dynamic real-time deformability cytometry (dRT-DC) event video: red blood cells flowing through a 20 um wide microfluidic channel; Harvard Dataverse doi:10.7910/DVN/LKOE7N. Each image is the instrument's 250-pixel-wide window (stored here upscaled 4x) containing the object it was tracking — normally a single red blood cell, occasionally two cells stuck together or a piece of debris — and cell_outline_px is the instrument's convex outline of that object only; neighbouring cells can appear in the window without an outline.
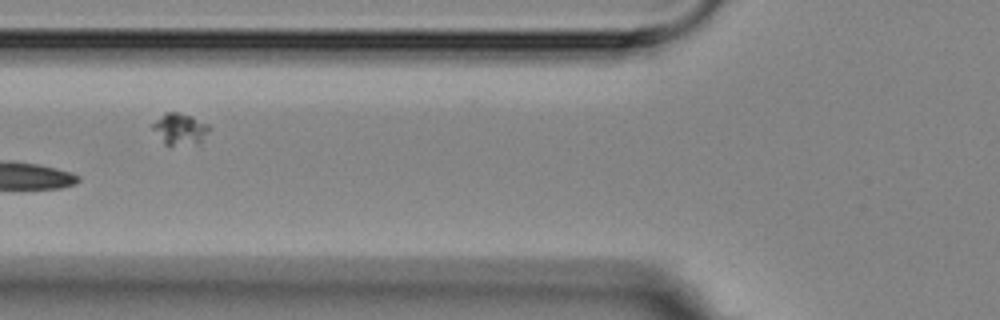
{"species": "Egyptian fruit bat (a non-hibernating species)", "species_latin": "Rousettus aegyptiacus", "temperature_condition": "room temperature", "stored_images_in_passage": 6, "camera_frame_rate_fps": 3000, "um_per_image_px": 0.085, "animal": {"sex": "female"}, "frame": {"image": 1, "passage_image": 5, "time_ms": 5.667, "image_size_px": [1000, 320], "cell_outline_px": [[212, 128], [200, 144], [164, 144], [152, 128], [152, 124], [164, 112], [176, 112], [192, 116], [208, 124]], "centroid_in_image_um": [15.33, 10.96], "position_along_channel_um": 110.5, "area_um2": 10.4}}